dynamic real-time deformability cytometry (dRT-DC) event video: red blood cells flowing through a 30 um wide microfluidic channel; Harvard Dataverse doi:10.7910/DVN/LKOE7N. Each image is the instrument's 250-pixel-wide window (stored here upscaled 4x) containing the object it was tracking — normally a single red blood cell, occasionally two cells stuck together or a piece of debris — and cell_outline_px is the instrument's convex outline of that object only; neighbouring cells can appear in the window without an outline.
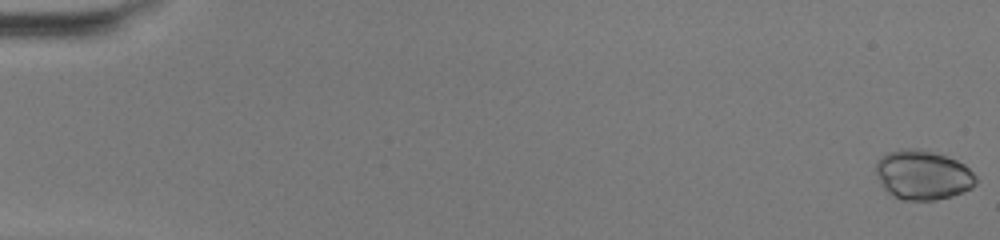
{"species": "common noctule bat (a hibernating species)", "species_latin": "Nyctalus noctula", "temperature_condition": "warm", "stored_images_in_passage": 51, "camera_frame_rate_fps": 3000, "um_per_image_px": 0.085, "animal": {"sex": "female", "body_mass_g": 20.0, "forearm_length_mm": 54.0}, "frame": {"image": 1, "passage_image": 1, "time_ms": 0.0, "image_size_px": [1000, 240], "cell_outline_px": [[976, 184], [972, 188], [964, 192], [952, 196], [936, 200], [900, 200], [888, 192], [880, 184], [876, 176], [876, 160], [880, 156], [888, 152], [900, 148], [920, 148], [956, 160], [964, 164], [976, 176]], "centroid_in_image_um": [78.41, 14.87], "position_along_channel_um": 6.6, "area_um2": 29.13}}
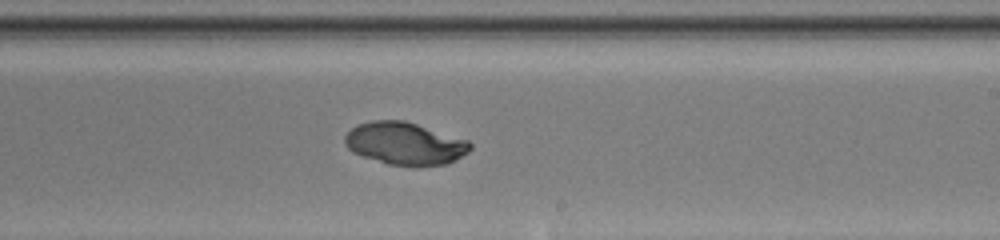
{"frame": {"image": 2, "passage_image": 32, "time_ms": 10.333, "image_size_px": [1000, 240], "cell_outline_px": [[472, 148], [468, 152], [456, 160], [448, 164], [416, 168], [412, 168], [388, 164], [352, 152], [344, 144], [344, 136], [356, 124], [372, 120], [404, 120], [468, 140], [472, 144]], "centroid_in_image_um": [34.43, 12.22], "position_along_channel_um": 254.6, "area_um2": 31.56}}
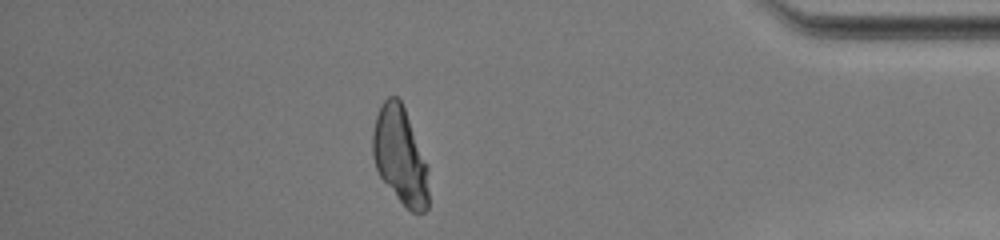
{"frame": {"image": 3, "passage_image": 45, "time_ms": 14.667, "image_size_px": [1000, 240], "cell_outline_px": [[428, 208], [424, 212], [412, 212], [396, 196], [380, 176], [376, 168], [372, 156], [372, 132], [376, 116], [380, 104], [388, 96], [396, 96], [400, 100], [404, 108], [428, 168]], "centroid_in_image_um": [33.99, 13.23], "position_along_channel_um": 401.2, "area_um2": 31.33}}